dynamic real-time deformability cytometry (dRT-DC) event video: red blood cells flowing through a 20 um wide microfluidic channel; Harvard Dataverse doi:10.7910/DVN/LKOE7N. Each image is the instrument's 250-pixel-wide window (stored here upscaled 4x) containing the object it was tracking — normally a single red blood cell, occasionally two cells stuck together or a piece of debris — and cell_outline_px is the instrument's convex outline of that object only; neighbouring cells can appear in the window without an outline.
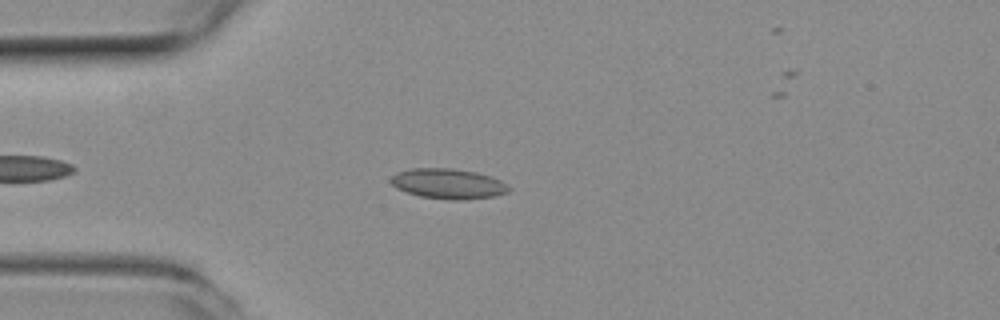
{"species": "common noctule bat (a hibernating species)", "species_latin": "Nyctalus noctula", "temperature_condition": "room temperature", "stored_images_in_passage": 43, "camera_frame_rate_fps": 3000, "um_per_image_px": 0.085, "animal": {"sex": "female", "body_mass_g": 19.3, "forearm_length_mm": 54.1}, "frame": {"image": 1, "passage_image": 8, "time_ms": 2.333, "image_size_px": [1000, 320], "cell_outline_px": [[512, 188], [508, 192], [496, 196], [464, 200], [448, 200], [420, 196], [396, 188], [388, 180], [396, 172], [412, 168], [452, 168], [476, 172], [500, 180]], "centroid_in_image_um": [38.09, 15.62], "position_along_channel_um": 46.9, "area_um2": 20.87}}
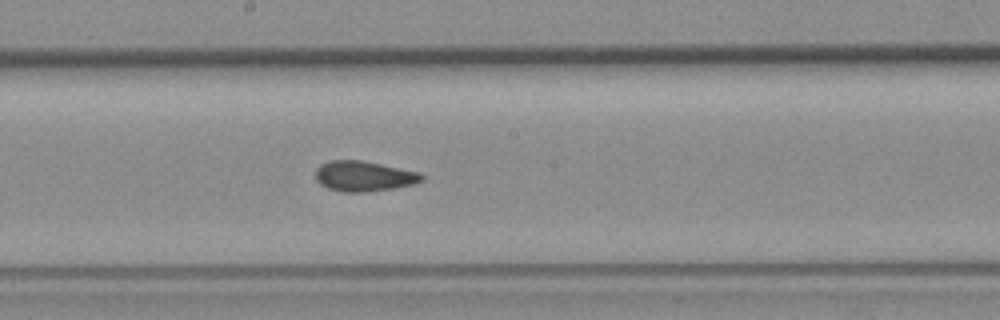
{"frame": {"image": 2, "passage_image": 22, "time_ms": 7.0, "image_size_px": [1000, 320], "cell_outline_px": [[424, 180], [412, 184], [396, 188], [368, 192], [344, 192], [328, 188], [320, 184], [316, 180], [316, 168], [320, 164], [328, 160], [360, 160], [420, 172], [424, 176]], "centroid_in_image_um": [30.92, 14.98], "position_along_channel_um": 217.3, "area_um2": 18.84}}
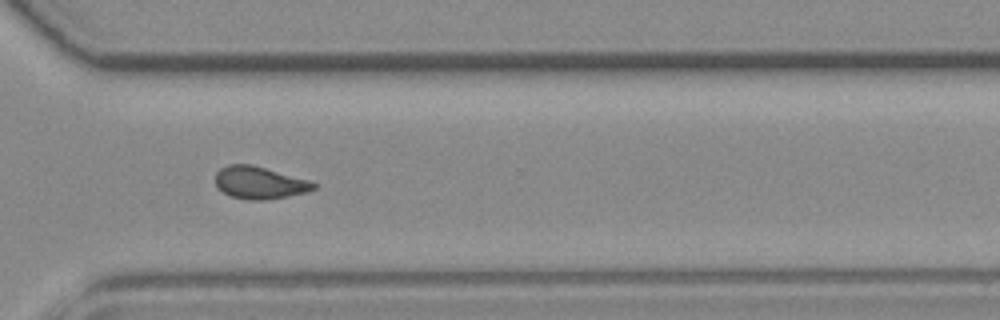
{"frame": {"image": 3, "passage_image": 32, "time_ms": 10.333, "image_size_px": [1000, 320], "cell_outline_px": [[316, 188], [308, 192], [268, 200], [248, 200], [232, 196], [224, 192], [216, 184], [216, 172], [220, 168], [228, 164], [252, 164], [308, 180], [316, 184]], "centroid_in_image_um": [22.07, 15.53], "position_along_channel_um": 348.5, "area_um2": 18.44}, "authors_computed_cell_mechanics": {"area_um2": 18.496, "velocity_mm_per_s": 3.9428, "shape_relaxation_time_tau1_ms": null, "shape_relaxation_time_tau2_ms": 1.4878, "deformation_change_tau1": null, "deformation_change_tau2": 0.0761}}